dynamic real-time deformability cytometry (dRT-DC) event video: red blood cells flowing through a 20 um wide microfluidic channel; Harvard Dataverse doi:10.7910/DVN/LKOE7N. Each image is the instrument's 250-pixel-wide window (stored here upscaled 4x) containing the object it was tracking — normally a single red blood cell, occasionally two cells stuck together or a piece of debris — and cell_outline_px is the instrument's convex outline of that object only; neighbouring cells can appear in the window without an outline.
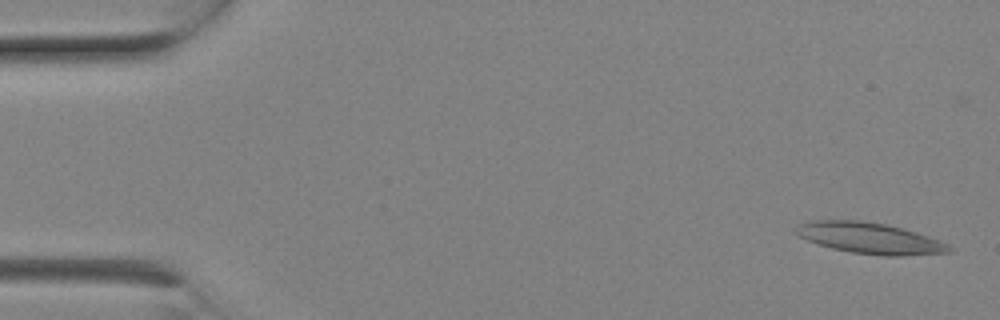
{"species": "Egyptian fruit bat (a non-hibernating species)", "species_latin": "Rousettus aegyptiacus", "temperature_condition": "room temperature", "stored_images_in_passage": 6, "camera_frame_rate_fps": 3000, "um_per_image_px": 0.085, "animal": {"sex": "female"}, "frame": {"image": 1, "passage_image": 1, "time_ms": 0.0, "image_size_px": [1000, 320], "cell_outline_px": [[952, 248], [948, 252], [900, 256], [884, 256], [852, 252], [832, 248], [808, 240], [800, 236], [796, 232], [796, 224], [808, 220], [860, 220], [888, 224], [916, 232], [928, 236], [948, 244]], "centroid_in_image_um": [73.91, 20.23], "position_along_channel_um": 11.1, "area_um2": 27.57}}
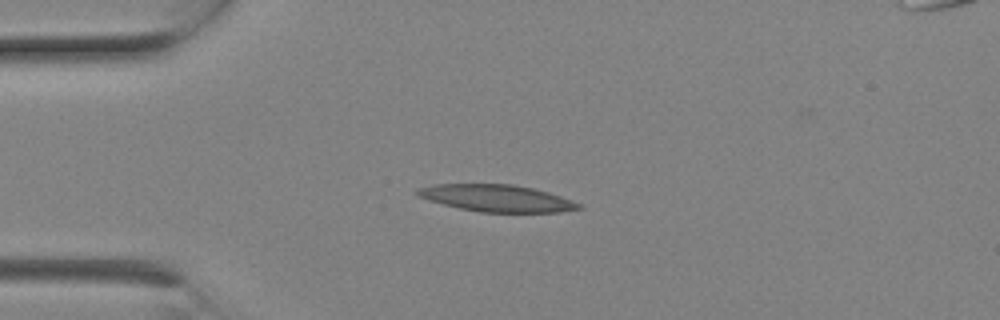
{"frame": {"image": 2, "passage_image": 5, "time_ms": 1.333, "image_size_px": [1000, 320], "cell_outline_px": [[584, 208], [560, 212], [480, 212], [460, 208], [428, 200], [416, 196], [412, 192], [416, 188], [432, 184], [512, 184], [532, 188], [548, 192], [584, 204]], "centroid_in_image_um": [42.2, 16.84], "position_along_channel_um": 42.8, "area_um2": 25.55}}